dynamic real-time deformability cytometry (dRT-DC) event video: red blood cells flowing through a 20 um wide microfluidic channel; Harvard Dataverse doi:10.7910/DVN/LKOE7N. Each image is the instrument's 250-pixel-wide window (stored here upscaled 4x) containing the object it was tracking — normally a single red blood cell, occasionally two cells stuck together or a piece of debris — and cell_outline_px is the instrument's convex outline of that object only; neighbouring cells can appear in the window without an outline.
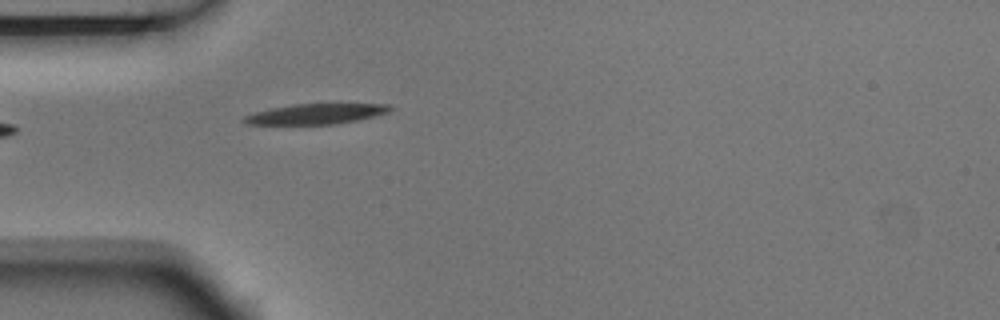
{"species": "Egyptian fruit bat (a non-hibernating species)", "species_latin": "Rousettus aegyptiacus", "temperature_condition": "room temperature", "stored_images_in_passage": 2, "camera_frame_rate_fps": 3000, "um_per_image_px": 0.085, "animal": {"sex": "male"}, "frame": {"image": 1, "passage_image": 2, "time_ms": 0.333, "image_size_px": [1000, 320], "cell_outline_px": [[396, 108], [388, 112], [356, 120], [336, 124], [244, 124], [240, 120], [244, 116], [256, 112], [272, 108], [292, 104], [388, 104]], "centroid_in_image_um": [26.84, 9.68], "position_along_channel_um": 58.2, "area_um2": 17.17}}